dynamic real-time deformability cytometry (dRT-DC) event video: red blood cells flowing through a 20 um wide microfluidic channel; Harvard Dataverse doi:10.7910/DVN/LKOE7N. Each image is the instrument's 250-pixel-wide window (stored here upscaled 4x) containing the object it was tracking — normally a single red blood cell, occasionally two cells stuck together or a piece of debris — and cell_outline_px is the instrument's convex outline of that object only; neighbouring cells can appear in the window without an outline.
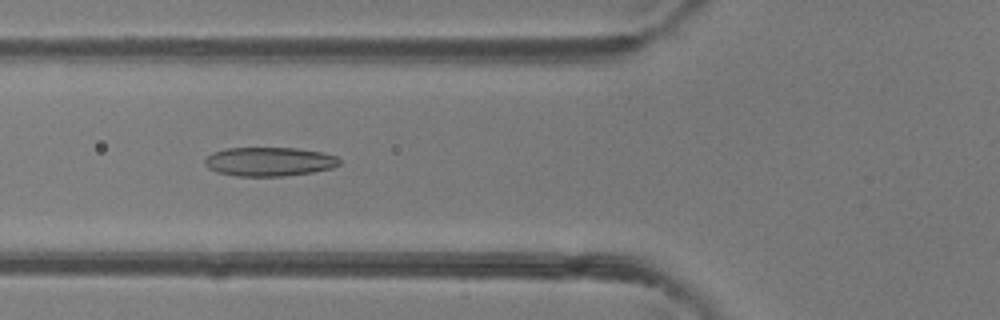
{"species": "common noctule bat (a hibernating species)", "species_latin": "Nyctalus noctula", "temperature_condition": "room temperature", "stored_images_in_passage": 47, "camera_frame_rate_fps": 3000, "um_per_image_px": 0.085, "animal": {"sex": "female"}, "frame": {"image": 1, "passage_image": 17, "time_ms": 5.333, "image_size_px": [1000, 320], "cell_outline_px": [[340, 164], [332, 168], [312, 172], [284, 176], [236, 176], [216, 172], [208, 168], [204, 164], [204, 160], [212, 152], [228, 148], [296, 148], [324, 152], [336, 156], [340, 160]], "centroid_in_image_um": [22.88, 13.74], "position_along_channel_um": 102.9, "area_um2": 22.83}}
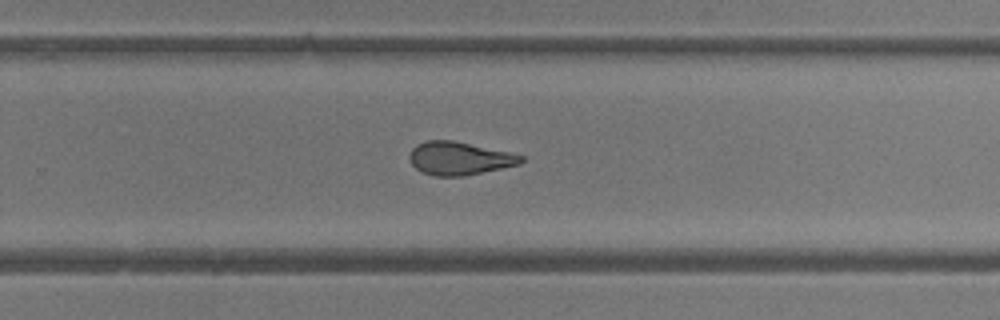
{"frame": {"image": 2, "passage_image": 30, "time_ms": 9.667, "image_size_px": [1000, 320], "cell_outline_px": [[524, 160], [520, 164], [464, 176], [436, 176], [420, 172], [412, 164], [408, 156], [412, 148], [416, 144], [428, 140], [452, 140], [508, 152], [524, 156]], "centroid_in_image_um": [39.01, 13.46], "position_along_channel_um": 290.8, "area_um2": 21.44}}
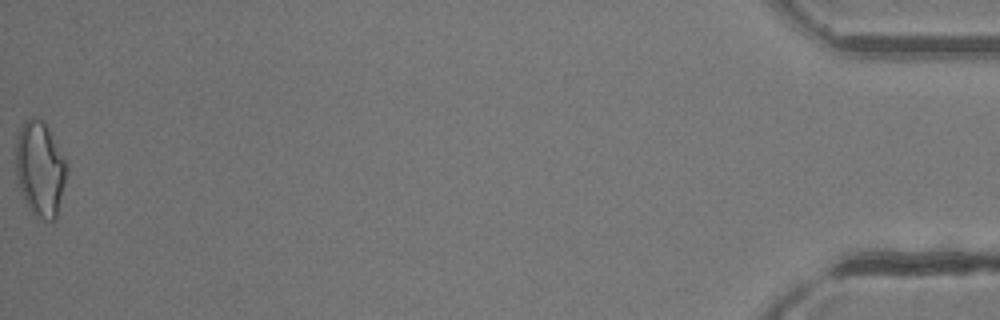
{"frame": {"image": 3, "passage_image": 47, "time_ms": 15.333, "image_size_px": [1000, 320], "cell_outline_px": [[68, 168], [56, 220], [52, 224], [36, 216], [28, 208], [20, 192], [16, 176], [16, 136], [24, 120], [32, 116], [36, 116], [44, 120]], "centroid_in_image_um": [3.38, 14.37], "position_along_channel_um": 431.8, "area_um2": 28.44}, "authors_computed_cell_mechanics": {"area_um2": 23.0622, "velocity_mm_per_s": 4.332, "shape_relaxation_time_tau1_ms": 10.9308, "shape_relaxation_time_tau2_ms": 2.0563, "deformation_change_tau1": 0.2764, "deformation_change_tau2": 0.109}}